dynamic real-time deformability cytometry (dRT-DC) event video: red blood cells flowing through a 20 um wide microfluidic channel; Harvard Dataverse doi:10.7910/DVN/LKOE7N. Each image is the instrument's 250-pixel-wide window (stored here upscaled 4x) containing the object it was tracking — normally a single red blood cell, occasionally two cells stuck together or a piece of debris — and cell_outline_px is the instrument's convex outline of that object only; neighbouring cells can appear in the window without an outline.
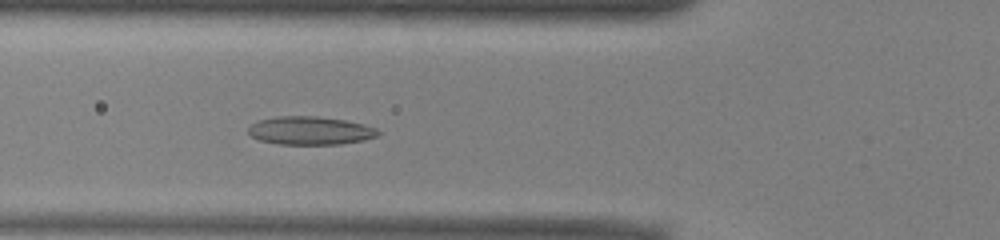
{"species": "common noctule bat (a hibernating species)", "species_latin": "Nyctalus noctula", "temperature_condition": "warm", "stored_images_in_passage": 48, "camera_frame_rate_fps": 3000, "um_per_image_px": 0.085, "animal": {"sex": "male", "body_mass_g": 13.0, "forearm_length_mm": 53.1}, "frame": {"image": 1, "passage_image": 15, "time_ms": 4.667, "image_size_px": [1000, 240], "cell_outline_px": [[380, 132], [376, 136], [364, 140], [340, 144], [280, 144], [260, 140], [252, 136], [248, 132], [248, 128], [252, 124], [260, 120], [276, 116], [316, 116], [344, 120], [364, 124], [376, 128]], "centroid_in_image_um": [26.37, 11.1], "position_along_channel_um": 99.4, "area_um2": 21.21}}
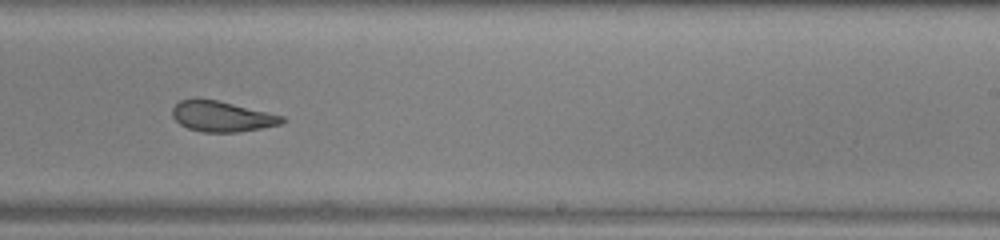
{"frame": {"image": 2, "passage_image": 28, "time_ms": 9.0, "image_size_px": [1000, 240], "cell_outline_px": [[288, 120], [280, 124], [260, 128], [236, 132], [204, 132], [188, 128], [180, 124], [172, 116], [172, 108], [180, 100], [216, 100], [284, 116]], "centroid_in_image_um": [18.87, 9.91], "position_along_channel_um": 270.1, "area_um2": 19.07}}
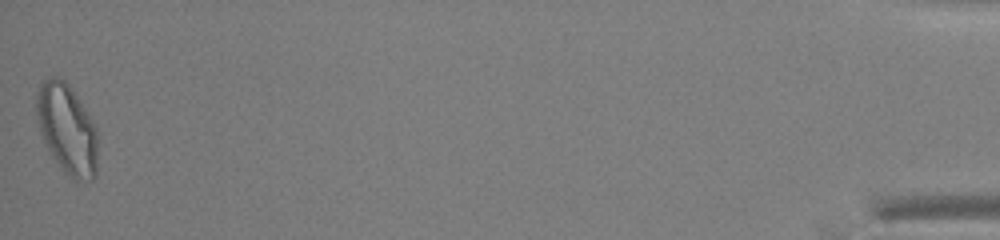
{"frame": {"image": 3, "passage_image": 48, "time_ms": 15.667, "image_size_px": [1000, 240], "cell_outline_px": [[100, 132], [96, 176], [92, 180], [76, 184], [64, 172], [48, 152], [40, 132], [36, 112], [36, 96], [40, 84], [44, 80], [52, 76], [60, 76], [68, 84], [88, 112], [96, 124]], "centroid_in_image_um": [5.75, 11.03], "position_along_channel_um": 429.4, "area_um2": 33.35}, "authors_computed_cell_mechanics": {"area_um2": 22.6865, "velocity_mm_per_s": 3.9393, "shape_relaxation_time_tau1_ms": 8.8722, "shape_relaxation_time_tau2_ms": 2.3005, "deformation_change_tau1": 0.2322, "deformation_change_tau2": 0.0864}}